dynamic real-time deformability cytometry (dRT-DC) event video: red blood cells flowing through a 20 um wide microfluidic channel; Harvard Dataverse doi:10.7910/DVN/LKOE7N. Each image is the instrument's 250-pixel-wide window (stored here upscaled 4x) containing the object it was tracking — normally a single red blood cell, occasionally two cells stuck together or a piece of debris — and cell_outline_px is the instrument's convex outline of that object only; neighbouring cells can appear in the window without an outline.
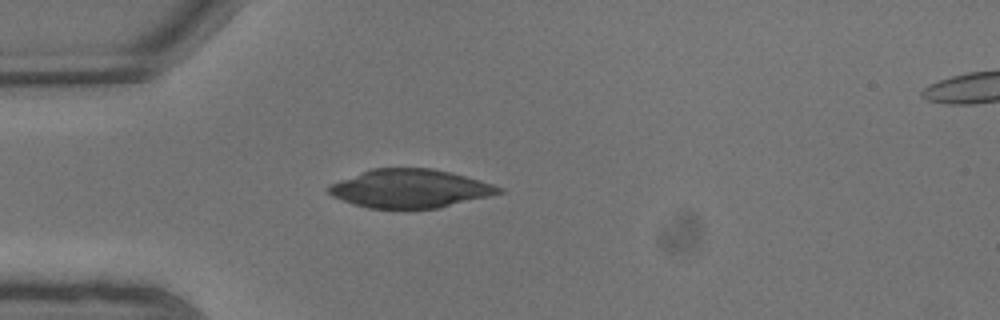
{"species": "common noctule bat (a hibernating species)", "species_latin": "Nyctalus noctula", "temperature_condition": "warm", "stored_images_in_passage": 8, "camera_frame_rate_fps": 3000, "um_per_image_px": 0.085, "animal": {"sex": "male", "body_mass_g": 13.3}, "frame": {"image": 1, "passage_image": 5, "time_ms": 1.333, "image_size_px": [1000, 320], "cell_outline_px": [[504, 192], [440, 208], [368, 208], [352, 204], [332, 196], [324, 188], [328, 184], [372, 168], [432, 168], [464, 176], [492, 184], [504, 188]], "centroid_in_image_um": [34.8, 16.03], "position_along_channel_um": 50.2, "area_um2": 38.03}}
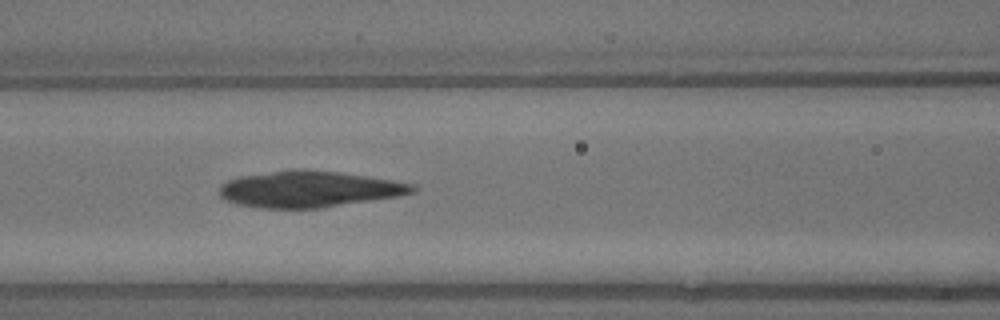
{"frame": {"image": 2, "passage_image": 8, "time_ms": 2.333, "image_size_px": [1000, 320], "cell_outline_px": [[416, 192], [400, 196], [320, 208], [260, 208], [236, 204], [220, 196], [220, 188], [228, 180], [240, 176], [300, 168], [304, 168], [340, 172], [392, 180], [412, 184], [416, 188]], "centroid_in_image_um": [26.3, 16.07], "position_along_channel_um": 140.3, "area_um2": 40.69}}